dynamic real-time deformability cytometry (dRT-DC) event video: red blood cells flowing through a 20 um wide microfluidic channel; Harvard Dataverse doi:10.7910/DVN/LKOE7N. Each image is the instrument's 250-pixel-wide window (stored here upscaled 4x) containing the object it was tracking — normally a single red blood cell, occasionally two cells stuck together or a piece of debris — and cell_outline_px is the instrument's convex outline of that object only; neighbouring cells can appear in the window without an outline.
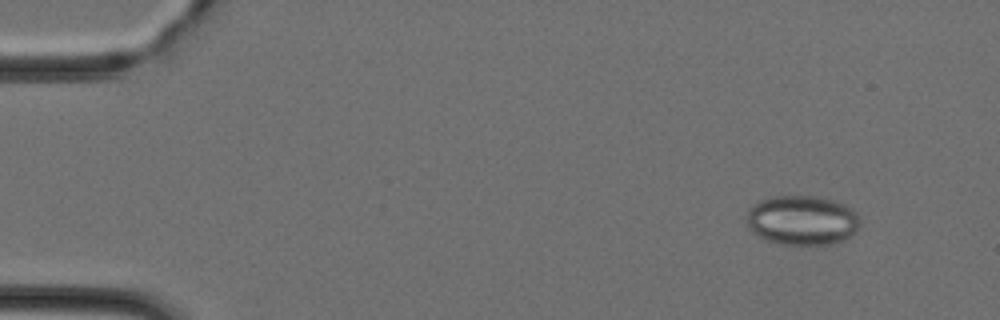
{"species": "Egyptian fruit bat (a non-hibernating species)", "species_latin": "Rousettus aegyptiacus", "temperature_condition": "cold", "stored_images_in_passage": 44, "camera_frame_rate_fps": 3000, "um_per_image_px": 0.085, "animal": {"sex": "female"}, "frame": {"image": 1, "passage_image": 5, "time_ms": 1.333, "image_size_px": [1000, 320], "cell_outline_px": [[860, 224], [856, 232], [844, 240], [832, 244], [776, 244], [764, 240], [752, 232], [748, 228], [748, 208], [752, 204], [760, 200], [772, 196], [812, 196], [832, 200], [844, 204], [852, 208], [856, 212], [860, 220]], "centroid_in_image_um": [68.17, 18.73], "position_along_channel_um": 16.8, "area_um2": 33.06}}
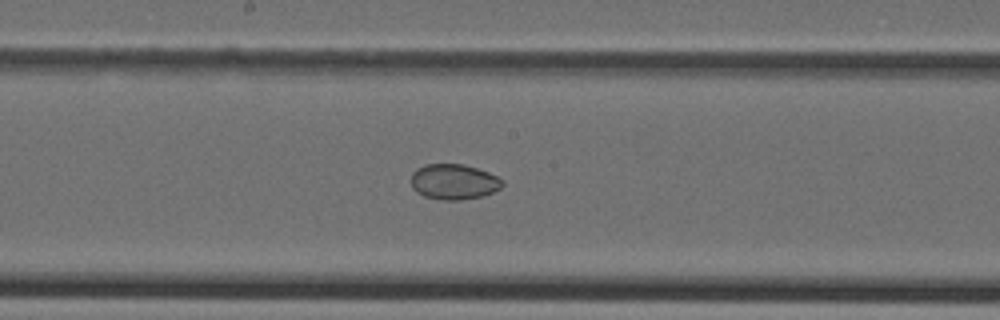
{"frame": {"image": 2, "passage_image": 25, "time_ms": 8.0, "image_size_px": [1000, 320], "cell_outline_px": [[504, 184], [500, 188], [484, 196], [460, 200], [444, 200], [424, 196], [416, 192], [412, 188], [412, 172], [416, 168], [424, 164], [464, 164], [488, 172], [504, 180]], "centroid_in_image_um": [38.57, 15.45], "position_along_channel_um": 209.6, "area_um2": 18.96}}
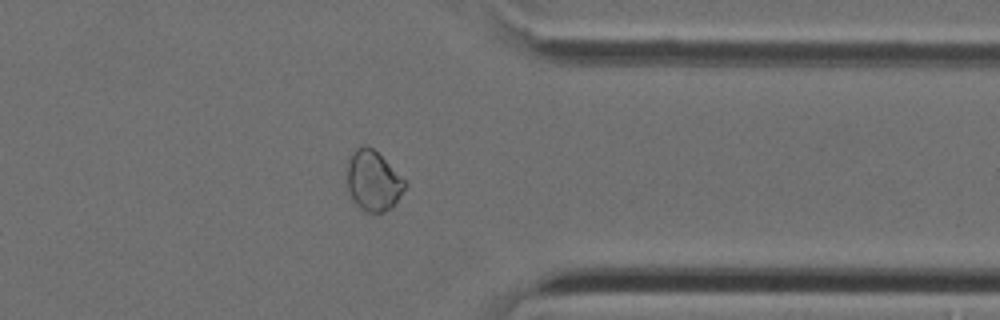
{"frame": {"image": 3, "passage_image": 37, "time_ms": 12.0, "image_size_px": [1000, 320], "cell_outline_px": [[408, 184], [392, 208], [384, 212], [368, 212], [360, 208], [352, 200], [348, 192], [348, 164], [352, 152], [356, 148], [372, 148]], "centroid_in_image_um": [31.72, 15.43], "position_along_channel_um": 379.7, "area_um2": 19.71}}